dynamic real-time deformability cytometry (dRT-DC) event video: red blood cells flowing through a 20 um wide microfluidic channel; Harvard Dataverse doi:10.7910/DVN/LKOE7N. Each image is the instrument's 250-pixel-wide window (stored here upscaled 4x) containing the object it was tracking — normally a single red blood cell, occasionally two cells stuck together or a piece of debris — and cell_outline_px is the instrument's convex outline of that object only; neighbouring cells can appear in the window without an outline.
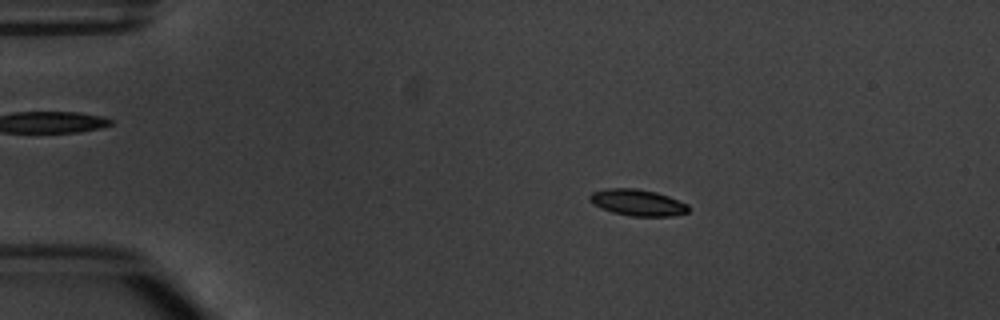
{"species": "common noctule bat (a hibernating species)", "species_latin": "Nyctalus noctula", "temperature_condition": "warm", "stored_images_in_passage": 6, "camera_frame_rate_fps": 3000, "um_per_image_px": 0.085, "animal": {"sex": "male", "body_mass_g": 20.1, "forearm_length_mm": 53.5}, "frame": {"image": 1, "passage_image": 2, "time_ms": 1.333, "image_size_px": [1000, 320], "cell_outline_px": [[688, 212], [672, 216], [632, 216], [612, 212], [592, 204], [588, 200], [588, 196], [592, 192], [604, 188], [636, 188], [656, 192], [668, 196], [688, 204]], "centroid_in_image_um": [54.15, 17.21], "position_along_channel_um": 30.8, "area_um2": 15.26}}
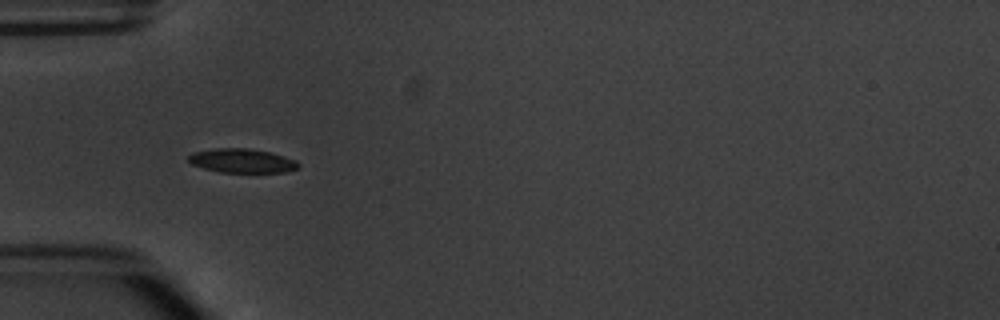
{"frame": {"image": 2, "passage_image": 4, "time_ms": 3.667, "image_size_px": [1000, 320], "cell_outline_px": [[300, 168], [288, 172], [220, 172], [204, 168], [192, 164], [188, 160], [188, 156], [192, 152], [212, 148], [248, 148], [268, 152], [284, 156], [296, 160], [300, 164]], "centroid_in_image_um": [20.58, 13.66], "position_along_channel_um": 64.4, "area_um2": 15.49}}
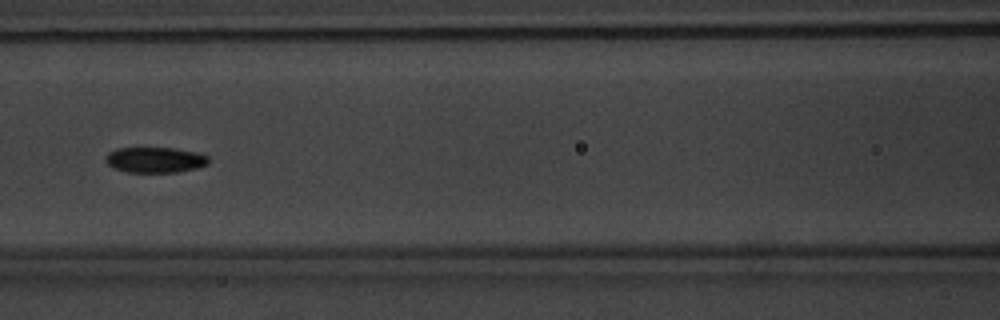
{"frame": {"image": 3, "passage_image": 6, "time_ms": 6.0, "image_size_px": [1000, 320], "cell_outline_px": [[208, 164], [196, 168], [176, 172], [128, 172], [116, 168], [108, 164], [104, 160], [108, 152], [116, 148], [176, 148], [196, 152], [208, 156]], "centroid_in_image_um": [13.18, 13.58], "position_along_channel_um": 153.4, "area_um2": 15.26}}